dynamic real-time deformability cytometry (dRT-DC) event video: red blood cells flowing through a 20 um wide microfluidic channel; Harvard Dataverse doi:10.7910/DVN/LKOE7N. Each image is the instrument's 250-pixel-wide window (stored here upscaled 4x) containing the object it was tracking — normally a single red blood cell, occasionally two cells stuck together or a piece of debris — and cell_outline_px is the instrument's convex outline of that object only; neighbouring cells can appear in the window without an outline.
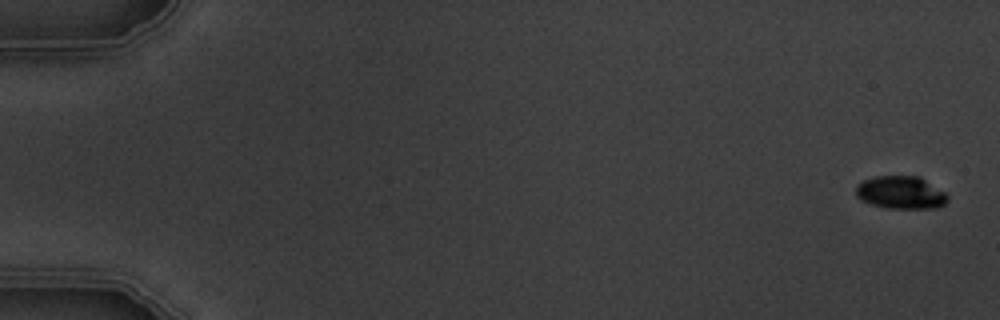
{"species": "common noctule bat (a hibernating species)", "species_latin": "Nyctalus noctula", "temperature_condition": "warm", "stored_images_in_passage": 5, "camera_frame_rate_fps": 3000, "um_per_image_px": 0.085, "animal": {"sex": "male", "body_mass_g": 19.5, "forearm_length_mm": 54.6}, "frame": {"image": 1, "passage_image": 1, "time_ms": 0.0, "image_size_px": [1000, 320], "cell_outline_px": [[948, 200], [944, 204], [936, 208], [884, 208], [868, 204], [860, 200], [856, 196], [856, 184], [864, 180], [876, 176], [920, 176], [944, 192], [948, 196]], "centroid_in_image_um": [76.53, 16.37], "position_along_channel_um": 8.5, "area_um2": 17.69}}
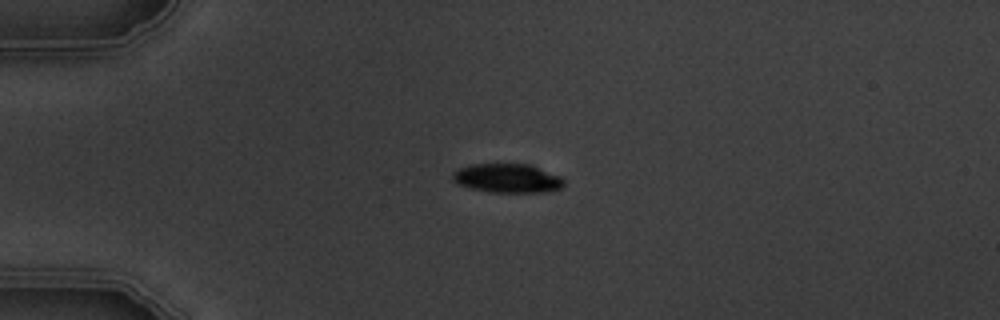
{"frame": {"image": 2, "passage_image": 4, "time_ms": 4.333, "image_size_px": [1000, 320], "cell_outline_px": [[564, 188], [544, 192], [488, 192], [456, 184], [452, 180], [452, 172], [468, 164], [528, 164], [560, 176], [564, 180]], "centroid_in_image_um": [43.11, 15.15], "position_along_channel_um": 41.9, "area_um2": 18.9}}